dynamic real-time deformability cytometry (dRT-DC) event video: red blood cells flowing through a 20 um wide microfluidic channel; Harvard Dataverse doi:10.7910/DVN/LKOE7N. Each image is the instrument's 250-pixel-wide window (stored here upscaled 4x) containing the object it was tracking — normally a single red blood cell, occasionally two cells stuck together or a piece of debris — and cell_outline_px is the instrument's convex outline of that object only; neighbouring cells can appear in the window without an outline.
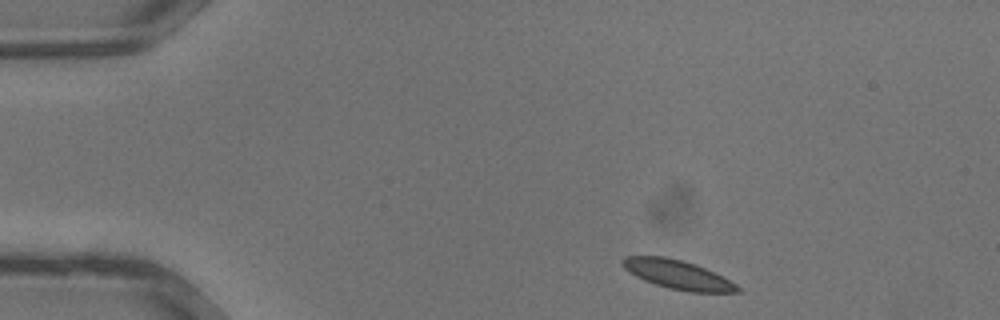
{"species": "common noctule bat (a hibernating species)", "species_latin": "Nyctalus noctula", "temperature_condition": "warm", "stored_images_in_passage": 31, "camera_frame_rate_fps": 3000, "um_per_image_px": 0.085, "animal": {"sex": "male", "body_mass_g": 13.3}, "frame": {"image": 1, "passage_image": 1, "time_ms": 0.0, "image_size_px": [1000, 320], "cell_outline_px": [[740, 292], [688, 292], [668, 288], [644, 280], [628, 272], [620, 264], [620, 260], [624, 256], [664, 256], [696, 264], [736, 284], [740, 288]], "centroid_in_image_um": [57.53, 23.33], "position_along_channel_um": 27.5, "area_um2": 19.25}}
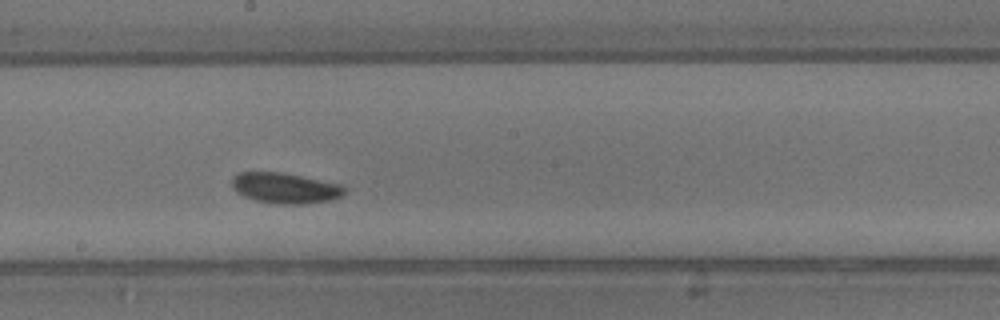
{"frame": {"image": 2, "passage_image": 15, "time_ms": 4.667, "image_size_px": [1000, 320], "cell_outline_px": [[348, 188], [340, 196], [328, 200], [304, 204], [276, 204], [256, 200], [244, 196], [236, 192], [232, 188], [232, 176], [240, 172], [280, 172], [340, 184]], "centroid_in_image_um": [24.2, 15.98], "position_along_channel_um": 224.0, "area_um2": 19.94}}
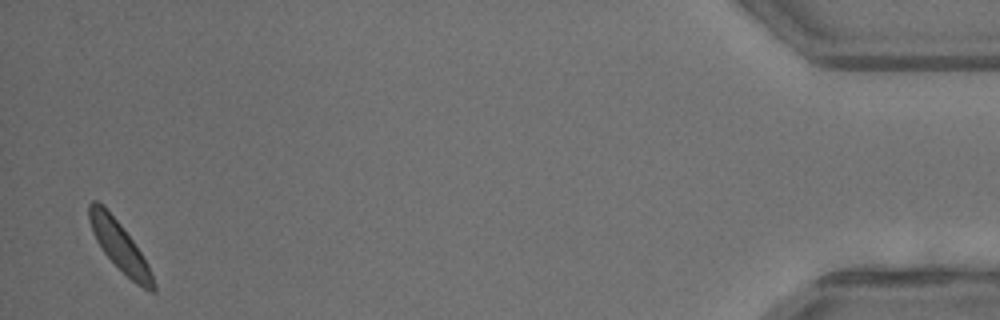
{"frame": {"image": 3, "passage_image": 30, "time_ms": 9.667, "image_size_px": [1000, 320], "cell_outline_px": [[156, 292], [148, 292], [136, 284], [104, 252], [96, 240], [92, 232], [88, 220], [88, 204], [92, 200], [96, 200], [120, 224], [132, 240], [148, 264], [156, 284]], "centroid_in_image_um": [10.18, 20.96], "position_along_channel_um": 425.0, "area_um2": 17.92}}